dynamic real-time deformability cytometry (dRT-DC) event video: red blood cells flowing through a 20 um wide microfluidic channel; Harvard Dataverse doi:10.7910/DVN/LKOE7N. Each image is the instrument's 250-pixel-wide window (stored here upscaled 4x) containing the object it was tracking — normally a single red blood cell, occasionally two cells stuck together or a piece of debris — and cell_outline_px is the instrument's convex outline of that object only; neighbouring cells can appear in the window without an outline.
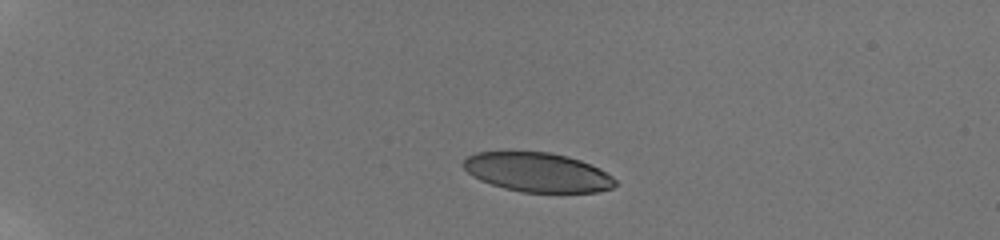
{"species": "human", "species_latin": "Homo sapiens", "temperature_condition": "room temperature", "stored_images_in_passage": 30, "camera_frame_rate_fps": 3000, "um_per_image_px": 0.085, "donor": {"sex": "male"}, "frame": {"image": 1, "passage_image": 1, "time_ms": 0.0, "image_size_px": [1000, 240], "cell_outline_px": [[616, 184], [612, 188], [596, 192], [524, 192], [504, 188], [480, 180], [472, 176], [464, 168], [464, 160], [468, 156], [476, 152], [548, 152], [568, 156], [580, 160], [600, 168], [612, 176], [616, 180]], "centroid_in_image_um": [45.71, 14.64], "position_along_channel_um": 39.3, "area_um2": 34.56}}
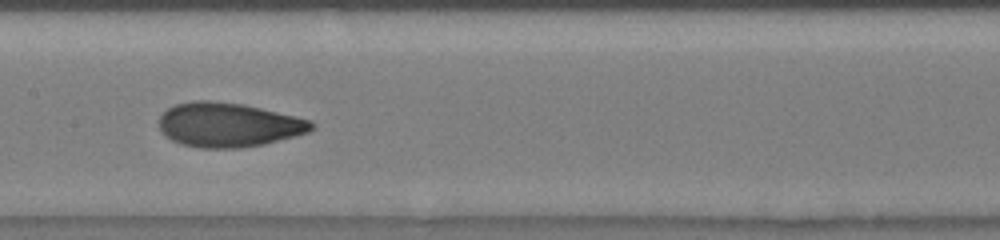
{"frame": {"image": 2, "passage_image": 14, "time_ms": 6.0, "image_size_px": [1000, 240], "cell_outline_px": [[316, 124], [308, 132], [264, 144], [240, 148], [200, 148], [180, 144], [164, 136], [160, 132], [160, 116], [168, 108], [176, 104], [192, 100], [208, 100], [244, 104], [296, 116], [312, 120]], "centroid_in_image_um": [19.4, 10.61], "position_along_channel_um": 188.0, "area_um2": 39.54}}
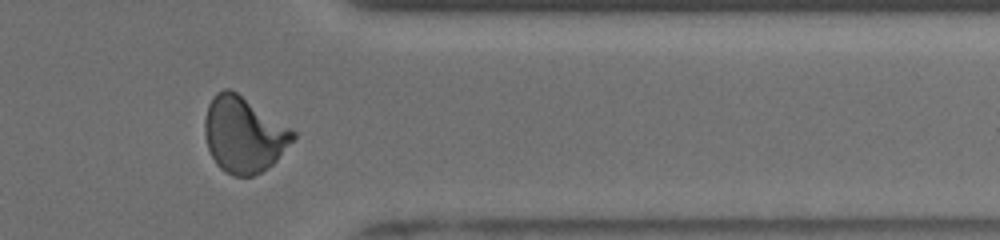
{"frame": {"image": 3, "passage_image": 25, "time_ms": 11.333, "image_size_px": [1000, 240], "cell_outline_px": [[296, 136], [276, 160], [272, 164], [260, 172], [252, 176], [232, 176], [224, 172], [216, 164], [208, 148], [204, 136], [204, 120], [208, 104], [212, 96], [216, 92], [224, 88], [228, 88], [236, 92], [292, 128], [296, 132]], "centroid_in_image_um": [20.69, 11.43], "position_along_channel_um": 390.7, "area_um2": 38.96}, "authors_computed_cell_mechanics": {"area_um2": 37.9168, "velocity_mm_per_s": 3.8601, "shape_relaxation_time_tau1_ms": 7.5094, "shape_relaxation_time_tau2_ms": null, "deformation_change_tau1": 0.2422, "deformation_change_tau2": null}}